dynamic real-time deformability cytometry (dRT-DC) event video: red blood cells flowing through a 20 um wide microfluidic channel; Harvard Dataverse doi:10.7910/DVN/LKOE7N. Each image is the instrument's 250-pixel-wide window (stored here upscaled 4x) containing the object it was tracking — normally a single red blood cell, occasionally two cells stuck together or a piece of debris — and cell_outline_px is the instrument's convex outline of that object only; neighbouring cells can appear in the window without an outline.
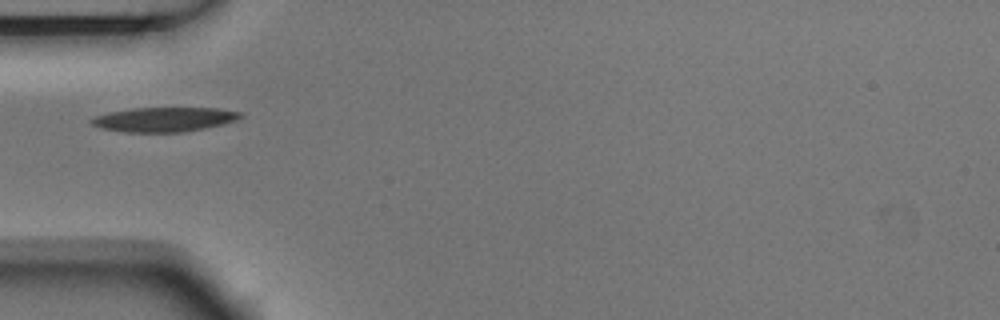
{"species": "Egyptian fruit bat (a non-hibernating species)", "species_latin": "Rousettus aegyptiacus", "temperature_condition": "room temperature", "stored_images_in_passage": 7, "camera_frame_rate_fps": 3000, "um_per_image_px": 0.085, "animal": {"sex": "male"}, "frame": {"image": 1, "passage_image": 5, "time_ms": 1.333, "image_size_px": [1000, 320], "cell_outline_px": [[244, 116], [236, 120], [224, 124], [184, 132], [124, 132], [100, 128], [92, 124], [88, 120], [96, 116], [108, 112], [132, 108], [220, 108], [244, 112]], "centroid_in_image_um": [13.99, 10.15], "position_along_channel_um": 71.0, "area_um2": 21.44}}
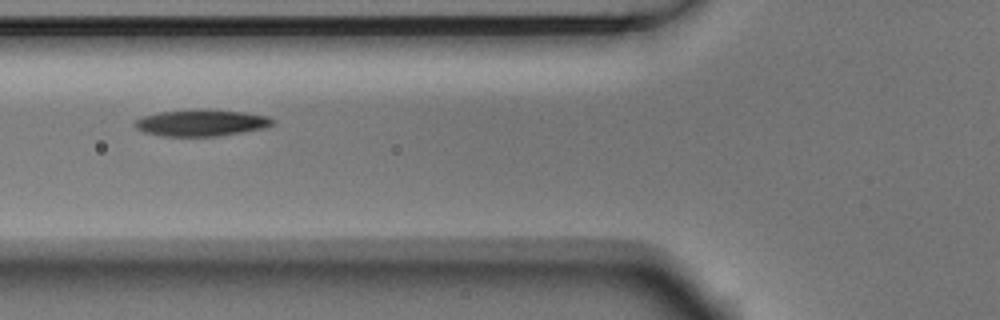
{"frame": {"image": 2, "passage_image": 6, "time_ms": 1.667, "image_size_px": [1000, 320], "cell_outline_px": [[276, 124], [264, 128], [216, 136], [164, 136], [144, 132], [136, 128], [132, 124], [136, 120], [144, 116], [156, 112], [204, 108], [244, 112], [268, 116], [276, 120]], "centroid_in_image_um": [17.12, 10.42], "position_along_channel_um": 108.7, "area_um2": 21.56}}
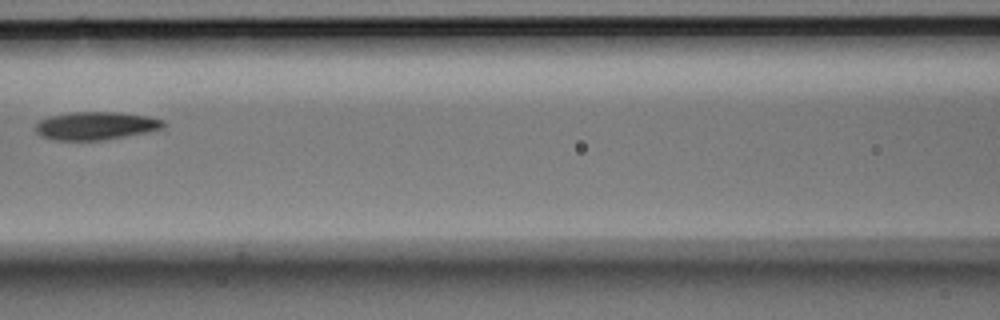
{"frame": {"image": 3, "passage_image": 7, "time_ms": 2.0, "image_size_px": [1000, 320], "cell_outline_px": [[168, 124], [164, 128], [148, 132], [104, 140], [52, 140], [40, 136], [36, 132], [36, 124], [40, 120], [48, 116], [68, 112], [120, 112], [148, 116], [164, 120]], "centroid_in_image_um": [8.16, 10.68], "position_along_channel_um": 158.4, "area_um2": 21.21}}